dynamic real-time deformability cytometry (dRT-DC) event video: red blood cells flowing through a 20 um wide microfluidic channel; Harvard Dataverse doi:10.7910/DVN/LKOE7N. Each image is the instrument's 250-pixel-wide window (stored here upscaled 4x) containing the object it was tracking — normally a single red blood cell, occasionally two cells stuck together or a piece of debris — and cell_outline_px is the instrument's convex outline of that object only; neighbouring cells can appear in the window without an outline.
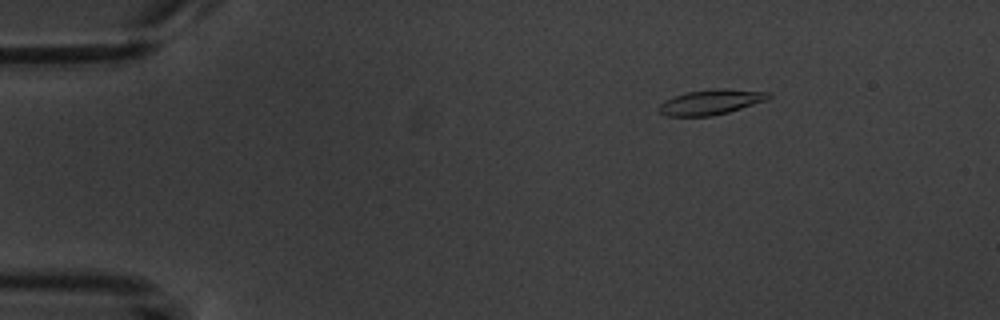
{"species": "common noctule bat (a hibernating species)", "species_latin": "Nyctalus noctula", "temperature_condition": "warm", "stored_images_in_passage": 9, "camera_frame_rate_fps": 3000, "um_per_image_px": 0.085, "animal": {"sex": "male", "body_mass_g": 20.1, "forearm_length_mm": 53.5}, "frame": {"image": 1, "passage_image": 1, "time_ms": 0.0, "image_size_px": [1000, 320], "cell_outline_px": [[772, 96], [768, 100], [728, 112], [712, 116], [668, 116], [660, 112], [660, 104], [676, 96], [688, 92], [724, 88], [768, 92]], "centroid_in_image_um": [60.5, 8.68], "position_along_channel_um": 24.5, "area_um2": 15.66}}
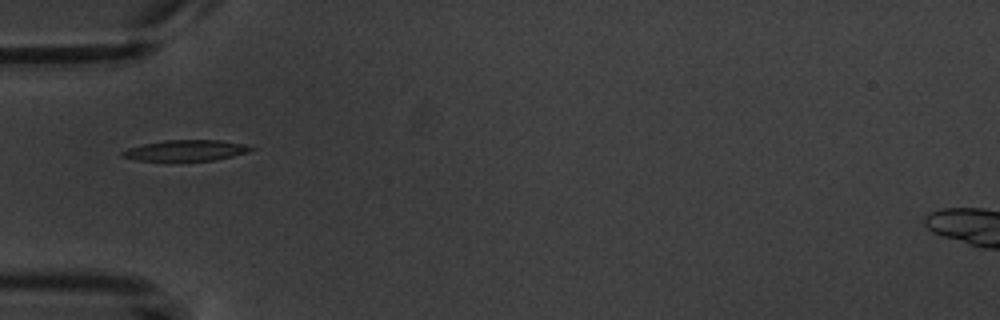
{"frame": {"image": 2, "passage_image": 3, "time_ms": 3.333, "image_size_px": [1000, 320], "cell_outline_px": [[256, 148], [248, 152], [232, 156], [212, 160], [136, 160], [120, 156], [120, 152], [128, 148], [144, 144], [164, 140], [220, 140], [244, 144]], "centroid_in_image_um": [15.79, 12.78], "position_along_channel_um": 69.2, "area_um2": 15.43}}
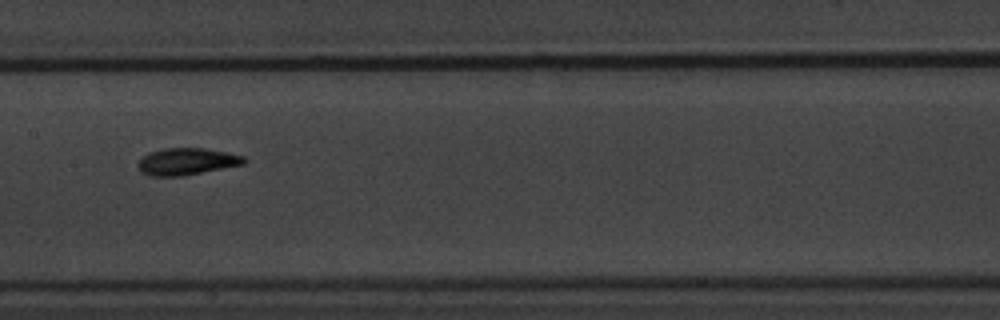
{"frame": {"image": 3, "passage_image": 6, "time_ms": 6.667, "image_size_px": [1000, 320], "cell_outline_px": [[248, 160], [244, 164], [180, 176], [152, 176], [140, 172], [136, 164], [148, 152], [164, 148], [204, 148], [228, 152], [244, 156]], "centroid_in_image_um": [15.86, 13.72], "position_along_channel_um": 191.5, "area_um2": 16.65}}